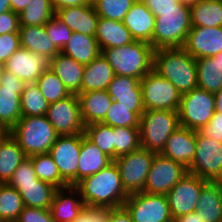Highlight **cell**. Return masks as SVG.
I'll return each mask as SVG.
<instances>
[{"label": "cell", "instance_id": "obj_51", "mask_svg": "<svg viewBox=\"0 0 222 222\" xmlns=\"http://www.w3.org/2000/svg\"><path fill=\"white\" fill-rule=\"evenodd\" d=\"M113 100L117 101L119 106L133 107V112H135L139 117H141L145 111L142 89L135 95L118 96Z\"/></svg>", "mask_w": 222, "mask_h": 222}, {"label": "cell", "instance_id": "obj_42", "mask_svg": "<svg viewBox=\"0 0 222 222\" xmlns=\"http://www.w3.org/2000/svg\"><path fill=\"white\" fill-rule=\"evenodd\" d=\"M101 123L112 127L139 128L140 117L133 112V107L119 106L118 102L113 100Z\"/></svg>", "mask_w": 222, "mask_h": 222}, {"label": "cell", "instance_id": "obj_30", "mask_svg": "<svg viewBox=\"0 0 222 222\" xmlns=\"http://www.w3.org/2000/svg\"><path fill=\"white\" fill-rule=\"evenodd\" d=\"M26 158L23 149L10 133L0 139V184H7Z\"/></svg>", "mask_w": 222, "mask_h": 222}, {"label": "cell", "instance_id": "obj_12", "mask_svg": "<svg viewBox=\"0 0 222 222\" xmlns=\"http://www.w3.org/2000/svg\"><path fill=\"white\" fill-rule=\"evenodd\" d=\"M187 173L181 163L155 153L143 192L166 195Z\"/></svg>", "mask_w": 222, "mask_h": 222}, {"label": "cell", "instance_id": "obj_27", "mask_svg": "<svg viewBox=\"0 0 222 222\" xmlns=\"http://www.w3.org/2000/svg\"><path fill=\"white\" fill-rule=\"evenodd\" d=\"M84 67L85 65L76 62L62 52L53 57L50 64V69L58 76L71 94H77L81 90Z\"/></svg>", "mask_w": 222, "mask_h": 222}, {"label": "cell", "instance_id": "obj_11", "mask_svg": "<svg viewBox=\"0 0 222 222\" xmlns=\"http://www.w3.org/2000/svg\"><path fill=\"white\" fill-rule=\"evenodd\" d=\"M123 206L133 222H174L166 195L132 193Z\"/></svg>", "mask_w": 222, "mask_h": 222}, {"label": "cell", "instance_id": "obj_50", "mask_svg": "<svg viewBox=\"0 0 222 222\" xmlns=\"http://www.w3.org/2000/svg\"><path fill=\"white\" fill-rule=\"evenodd\" d=\"M198 132L214 141L222 142V113L215 112L210 121Z\"/></svg>", "mask_w": 222, "mask_h": 222}, {"label": "cell", "instance_id": "obj_37", "mask_svg": "<svg viewBox=\"0 0 222 222\" xmlns=\"http://www.w3.org/2000/svg\"><path fill=\"white\" fill-rule=\"evenodd\" d=\"M49 103L36 83H26L21 94V117L46 115Z\"/></svg>", "mask_w": 222, "mask_h": 222}, {"label": "cell", "instance_id": "obj_3", "mask_svg": "<svg viewBox=\"0 0 222 222\" xmlns=\"http://www.w3.org/2000/svg\"><path fill=\"white\" fill-rule=\"evenodd\" d=\"M152 48H181L192 28L190 4L180 1L177 8L156 9Z\"/></svg>", "mask_w": 222, "mask_h": 222}, {"label": "cell", "instance_id": "obj_38", "mask_svg": "<svg viewBox=\"0 0 222 222\" xmlns=\"http://www.w3.org/2000/svg\"><path fill=\"white\" fill-rule=\"evenodd\" d=\"M34 171L39 180L47 182L56 188L68 185L60 178V172L49 153L30 156Z\"/></svg>", "mask_w": 222, "mask_h": 222}, {"label": "cell", "instance_id": "obj_31", "mask_svg": "<svg viewBox=\"0 0 222 222\" xmlns=\"http://www.w3.org/2000/svg\"><path fill=\"white\" fill-rule=\"evenodd\" d=\"M60 52L70 56L82 65H87L101 54L95 36L79 32H72L71 39Z\"/></svg>", "mask_w": 222, "mask_h": 222}, {"label": "cell", "instance_id": "obj_46", "mask_svg": "<svg viewBox=\"0 0 222 222\" xmlns=\"http://www.w3.org/2000/svg\"><path fill=\"white\" fill-rule=\"evenodd\" d=\"M38 178L30 157H27L19 167L13 172V175L7 183L12 188H19L21 184L38 183Z\"/></svg>", "mask_w": 222, "mask_h": 222}, {"label": "cell", "instance_id": "obj_53", "mask_svg": "<svg viewBox=\"0 0 222 222\" xmlns=\"http://www.w3.org/2000/svg\"><path fill=\"white\" fill-rule=\"evenodd\" d=\"M142 2L156 17V9L177 8L180 0H142Z\"/></svg>", "mask_w": 222, "mask_h": 222}, {"label": "cell", "instance_id": "obj_28", "mask_svg": "<svg viewBox=\"0 0 222 222\" xmlns=\"http://www.w3.org/2000/svg\"><path fill=\"white\" fill-rule=\"evenodd\" d=\"M113 160L81 133V149L78 162V182L107 167Z\"/></svg>", "mask_w": 222, "mask_h": 222}, {"label": "cell", "instance_id": "obj_35", "mask_svg": "<svg viewBox=\"0 0 222 222\" xmlns=\"http://www.w3.org/2000/svg\"><path fill=\"white\" fill-rule=\"evenodd\" d=\"M54 15L50 0H30L28 6L19 14V26L45 25Z\"/></svg>", "mask_w": 222, "mask_h": 222}, {"label": "cell", "instance_id": "obj_1", "mask_svg": "<svg viewBox=\"0 0 222 222\" xmlns=\"http://www.w3.org/2000/svg\"><path fill=\"white\" fill-rule=\"evenodd\" d=\"M75 187L79 190L84 204L90 206L117 208L123 206L129 197L114 161L97 173L82 179Z\"/></svg>", "mask_w": 222, "mask_h": 222}, {"label": "cell", "instance_id": "obj_48", "mask_svg": "<svg viewBox=\"0 0 222 222\" xmlns=\"http://www.w3.org/2000/svg\"><path fill=\"white\" fill-rule=\"evenodd\" d=\"M19 48L18 32L0 35V63H5Z\"/></svg>", "mask_w": 222, "mask_h": 222}, {"label": "cell", "instance_id": "obj_7", "mask_svg": "<svg viewBox=\"0 0 222 222\" xmlns=\"http://www.w3.org/2000/svg\"><path fill=\"white\" fill-rule=\"evenodd\" d=\"M177 112L180 126L198 131L215 113L214 93L195 88L183 94Z\"/></svg>", "mask_w": 222, "mask_h": 222}, {"label": "cell", "instance_id": "obj_36", "mask_svg": "<svg viewBox=\"0 0 222 222\" xmlns=\"http://www.w3.org/2000/svg\"><path fill=\"white\" fill-rule=\"evenodd\" d=\"M24 207L17 189L0 184V222H16Z\"/></svg>", "mask_w": 222, "mask_h": 222}, {"label": "cell", "instance_id": "obj_63", "mask_svg": "<svg viewBox=\"0 0 222 222\" xmlns=\"http://www.w3.org/2000/svg\"><path fill=\"white\" fill-rule=\"evenodd\" d=\"M180 1L191 4V3L195 2L196 0H180Z\"/></svg>", "mask_w": 222, "mask_h": 222}, {"label": "cell", "instance_id": "obj_18", "mask_svg": "<svg viewBox=\"0 0 222 222\" xmlns=\"http://www.w3.org/2000/svg\"><path fill=\"white\" fill-rule=\"evenodd\" d=\"M182 48L195 59L214 57L222 51V27H192Z\"/></svg>", "mask_w": 222, "mask_h": 222}, {"label": "cell", "instance_id": "obj_41", "mask_svg": "<svg viewBox=\"0 0 222 222\" xmlns=\"http://www.w3.org/2000/svg\"><path fill=\"white\" fill-rule=\"evenodd\" d=\"M114 160L120 156L138 150L140 145L139 128L113 127Z\"/></svg>", "mask_w": 222, "mask_h": 222}, {"label": "cell", "instance_id": "obj_16", "mask_svg": "<svg viewBox=\"0 0 222 222\" xmlns=\"http://www.w3.org/2000/svg\"><path fill=\"white\" fill-rule=\"evenodd\" d=\"M26 83L5 71L0 79V121L10 131L21 118V94Z\"/></svg>", "mask_w": 222, "mask_h": 222}, {"label": "cell", "instance_id": "obj_10", "mask_svg": "<svg viewBox=\"0 0 222 222\" xmlns=\"http://www.w3.org/2000/svg\"><path fill=\"white\" fill-rule=\"evenodd\" d=\"M188 173L207 181L222 182V142L196 131V151Z\"/></svg>", "mask_w": 222, "mask_h": 222}, {"label": "cell", "instance_id": "obj_55", "mask_svg": "<svg viewBox=\"0 0 222 222\" xmlns=\"http://www.w3.org/2000/svg\"><path fill=\"white\" fill-rule=\"evenodd\" d=\"M54 11L61 8L72 7V6H83L90 4V0H50Z\"/></svg>", "mask_w": 222, "mask_h": 222}, {"label": "cell", "instance_id": "obj_56", "mask_svg": "<svg viewBox=\"0 0 222 222\" xmlns=\"http://www.w3.org/2000/svg\"><path fill=\"white\" fill-rule=\"evenodd\" d=\"M174 222H203V219L201 215L194 211L175 218Z\"/></svg>", "mask_w": 222, "mask_h": 222}, {"label": "cell", "instance_id": "obj_62", "mask_svg": "<svg viewBox=\"0 0 222 222\" xmlns=\"http://www.w3.org/2000/svg\"><path fill=\"white\" fill-rule=\"evenodd\" d=\"M4 72H5V64L0 63V79L3 77Z\"/></svg>", "mask_w": 222, "mask_h": 222}, {"label": "cell", "instance_id": "obj_21", "mask_svg": "<svg viewBox=\"0 0 222 222\" xmlns=\"http://www.w3.org/2000/svg\"><path fill=\"white\" fill-rule=\"evenodd\" d=\"M122 22L134 40L145 41L152 46V34L156 19L142 0H135Z\"/></svg>", "mask_w": 222, "mask_h": 222}, {"label": "cell", "instance_id": "obj_4", "mask_svg": "<svg viewBox=\"0 0 222 222\" xmlns=\"http://www.w3.org/2000/svg\"><path fill=\"white\" fill-rule=\"evenodd\" d=\"M152 46L145 41L134 40L130 44L101 51L115 75L142 79L153 68Z\"/></svg>", "mask_w": 222, "mask_h": 222}, {"label": "cell", "instance_id": "obj_39", "mask_svg": "<svg viewBox=\"0 0 222 222\" xmlns=\"http://www.w3.org/2000/svg\"><path fill=\"white\" fill-rule=\"evenodd\" d=\"M85 136L114 161V129L103 123L86 125Z\"/></svg>", "mask_w": 222, "mask_h": 222}, {"label": "cell", "instance_id": "obj_47", "mask_svg": "<svg viewBox=\"0 0 222 222\" xmlns=\"http://www.w3.org/2000/svg\"><path fill=\"white\" fill-rule=\"evenodd\" d=\"M111 207L85 205L72 222H108Z\"/></svg>", "mask_w": 222, "mask_h": 222}, {"label": "cell", "instance_id": "obj_61", "mask_svg": "<svg viewBox=\"0 0 222 222\" xmlns=\"http://www.w3.org/2000/svg\"><path fill=\"white\" fill-rule=\"evenodd\" d=\"M215 60L219 62L222 67V51L214 56Z\"/></svg>", "mask_w": 222, "mask_h": 222}, {"label": "cell", "instance_id": "obj_58", "mask_svg": "<svg viewBox=\"0 0 222 222\" xmlns=\"http://www.w3.org/2000/svg\"><path fill=\"white\" fill-rule=\"evenodd\" d=\"M215 112L222 113V88L214 93Z\"/></svg>", "mask_w": 222, "mask_h": 222}, {"label": "cell", "instance_id": "obj_20", "mask_svg": "<svg viewBox=\"0 0 222 222\" xmlns=\"http://www.w3.org/2000/svg\"><path fill=\"white\" fill-rule=\"evenodd\" d=\"M55 15L65 23L72 32L95 36L99 16L93 3L83 6L61 8Z\"/></svg>", "mask_w": 222, "mask_h": 222}, {"label": "cell", "instance_id": "obj_22", "mask_svg": "<svg viewBox=\"0 0 222 222\" xmlns=\"http://www.w3.org/2000/svg\"><path fill=\"white\" fill-rule=\"evenodd\" d=\"M84 206L79 190L67 186L56 190L50 211L56 222H72Z\"/></svg>", "mask_w": 222, "mask_h": 222}, {"label": "cell", "instance_id": "obj_60", "mask_svg": "<svg viewBox=\"0 0 222 222\" xmlns=\"http://www.w3.org/2000/svg\"><path fill=\"white\" fill-rule=\"evenodd\" d=\"M10 131L6 128V126L0 121V139L6 137Z\"/></svg>", "mask_w": 222, "mask_h": 222}, {"label": "cell", "instance_id": "obj_9", "mask_svg": "<svg viewBox=\"0 0 222 222\" xmlns=\"http://www.w3.org/2000/svg\"><path fill=\"white\" fill-rule=\"evenodd\" d=\"M155 152L140 147L114 160L128 194L143 192Z\"/></svg>", "mask_w": 222, "mask_h": 222}, {"label": "cell", "instance_id": "obj_52", "mask_svg": "<svg viewBox=\"0 0 222 222\" xmlns=\"http://www.w3.org/2000/svg\"><path fill=\"white\" fill-rule=\"evenodd\" d=\"M19 14L12 10L0 14V35L19 32Z\"/></svg>", "mask_w": 222, "mask_h": 222}, {"label": "cell", "instance_id": "obj_34", "mask_svg": "<svg viewBox=\"0 0 222 222\" xmlns=\"http://www.w3.org/2000/svg\"><path fill=\"white\" fill-rule=\"evenodd\" d=\"M198 88L216 93L222 88V67L214 57L196 59Z\"/></svg>", "mask_w": 222, "mask_h": 222}, {"label": "cell", "instance_id": "obj_2", "mask_svg": "<svg viewBox=\"0 0 222 222\" xmlns=\"http://www.w3.org/2000/svg\"><path fill=\"white\" fill-rule=\"evenodd\" d=\"M153 69L169 80L182 95L198 88L196 59L182 47L154 50Z\"/></svg>", "mask_w": 222, "mask_h": 222}, {"label": "cell", "instance_id": "obj_44", "mask_svg": "<svg viewBox=\"0 0 222 222\" xmlns=\"http://www.w3.org/2000/svg\"><path fill=\"white\" fill-rule=\"evenodd\" d=\"M141 79L123 75H115L107 91L112 99L118 96L135 95L141 90Z\"/></svg>", "mask_w": 222, "mask_h": 222}, {"label": "cell", "instance_id": "obj_8", "mask_svg": "<svg viewBox=\"0 0 222 222\" xmlns=\"http://www.w3.org/2000/svg\"><path fill=\"white\" fill-rule=\"evenodd\" d=\"M145 110L177 111L182 94L153 68L140 81Z\"/></svg>", "mask_w": 222, "mask_h": 222}, {"label": "cell", "instance_id": "obj_43", "mask_svg": "<svg viewBox=\"0 0 222 222\" xmlns=\"http://www.w3.org/2000/svg\"><path fill=\"white\" fill-rule=\"evenodd\" d=\"M135 0H94L92 3L99 17L123 21Z\"/></svg>", "mask_w": 222, "mask_h": 222}, {"label": "cell", "instance_id": "obj_59", "mask_svg": "<svg viewBox=\"0 0 222 222\" xmlns=\"http://www.w3.org/2000/svg\"><path fill=\"white\" fill-rule=\"evenodd\" d=\"M10 10V0H0V14Z\"/></svg>", "mask_w": 222, "mask_h": 222}, {"label": "cell", "instance_id": "obj_13", "mask_svg": "<svg viewBox=\"0 0 222 222\" xmlns=\"http://www.w3.org/2000/svg\"><path fill=\"white\" fill-rule=\"evenodd\" d=\"M81 149V134L58 136L49 150L57 165L60 178L68 185L78 183V162Z\"/></svg>", "mask_w": 222, "mask_h": 222}, {"label": "cell", "instance_id": "obj_19", "mask_svg": "<svg viewBox=\"0 0 222 222\" xmlns=\"http://www.w3.org/2000/svg\"><path fill=\"white\" fill-rule=\"evenodd\" d=\"M195 151L196 130L180 126L169 136L160 154L188 169L193 162Z\"/></svg>", "mask_w": 222, "mask_h": 222}, {"label": "cell", "instance_id": "obj_32", "mask_svg": "<svg viewBox=\"0 0 222 222\" xmlns=\"http://www.w3.org/2000/svg\"><path fill=\"white\" fill-rule=\"evenodd\" d=\"M190 13L192 27H222V0H196Z\"/></svg>", "mask_w": 222, "mask_h": 222}, {"label": "cell", "instance_id": "obj_25", "mask_svg": "<svg viewBox=\"0 0 222 222\" xmlns=\"http://www.w3.org/2000/svg\"><path fill=\"white\" fill-rule=\"evenodd\" d=\"M196 212L203 222H222V182L207 181L201 189Z\"/></svg>", "mask_w": 222, "mask_h": 222}, {"label": "cell", "instance_id": "obj_15", "mask_svg": "<svg viewBox=\"0 0 222 222\" xmlns=\"http://www.w3.org/2000/svg\"><path fill=\"white\" fill-rule=\"evenodd\" d=\"M207 180L187 173L167 194L172 218L194 212L202 186Z\"/></svg>", "mask_w": 222, "mask_h": 222}, {"label": "cell", "instance_id": "obj_57", "mask_svg": "<svg viewBox=\"0 0 222 222\" xmlns=\"http://www.w3.org/2000/svg\"><path fill=\"white\" fill-rule=\"evenodd\" d=\"M29 2L30 0H10V8L14 13L20 14Z\"/></svg>", "mask_w": 222, "mask_h": 222}, {"label": "cell", "instance_id": "obj_54", "mask_svg": "<svg viewBox=\"0 0 222 222\" xmlns=\"http://www.w3.org/2000/svg\"><path fill=\"white\" fill-rule=\"evenodd\" d=\"M108 222H133L132 218L124 206L112 208Z\"/></svg>", "mask_w": 222, "mask_h": 222}, {"label": "cell", "instance_id": "obj_6", "mask_svg": "<svg viewBox=\"0 0 222 222\" xmlns=\"http://www.w3.org/2000/svg\"><path fill=\"white\" fill-rule=\"evenodd\" d=\"M178 127H180V123L177 111L145 110L139 123L141 147L160 153L169 136Z\"/></svg>", "mask_w": 222, "mask_h": 222}, {"label": "cell", "instance_id": "obj_24", "mask_svg": "<svg viewBox=\"0 0 222 222\" xmlns=\"http://www.w3.org/2000/svg\"><path fill=\"white\" fill-rule=\"evenodd\" d=\"M84 125L101 123L113 99L107 90L77 93Z\"/></svg>", "mask_w": 222, "mask_h": 222}, {"label": "cell", "instance_id": "obj_29", "mask_svg": "<svg viewBox=\"0 0 222 222\" xmlns=\"http://www.w3.org/2000/svg\"><path fill=\"white\" fill-rule=\"evenodd\" d=\"M20 47L52 59L60 50L49 39L45 25L19 26Z\"/></svg>", "mask_w": 222, "mask_h": 222}, {"label": "cell", "instance_id": "obj_45", "mask_svg": "<svg viewBox=\"0 0 222 222\" xmlns=\"http://www.w3.org/2000/svg\"><path fill=\"white\" fill-rule=\"evenodd\" d=\"M45 30L52 43L61 51L72 36V30L54 15L46 24Z\"/></svg>", "mask_w": 222, "mask_h": 222}, {"label": "cell", "instance_id": "obj_33", "mask_svg": "<svg viewBox=\"0 0 222 222\" xmlns=\"http://www.w3.org/2000/svg\"><path fill=\"white\" fill-rule=\"evenodd\" d=\"M57 189L41 180H38V183L21 184V187L17 188L26 207L41 209H50Z\"/></svg>", "mask_w": 222, "mask_h": 222}, {"label": "cell", "instance_id": "obj_40", "mask_svg": "<svg viewBox=\"0 0 222 222\" xmlns=\"http://www.w3.org/2000/svg\"><path fill=\"white\" fill-rule=\"evenodd\" d=\"M36 84L49 104L63 100L71 95L63 82L51 69L45 70L36 80Z\"/></svg>", "mask_w": 222, "mask_h": 222}, {"label": "cell", "instance_id": "obj_26", "mask_svg": "<svg viewBox=\"0 0 222 222\" xmlns=\"http://www.w3.org/2000/svg\"><path fill=\"white\" fill-rule=\"evenodd\" d=\"M100 50L117 48L134 41L130 31L122 21L99 17L95 33Z\"/></svg>", "mask_w": 222, "mask_h": 222}, {"label": "cell", "instance_id": "obj_5", "mask_svg": "<svg viewBox=\"0 0 222 222\" xmlns=\"http://www.w3.org/2000/svg\"><path fill=\"white\" fill-rule=\"evenodd\" d=\"M27 157L48 153L59 136L47 117H21L10 130Z\"/></svg>", "mask_w": 222, "mask_h": 222}, {"label": "cell", "instance_id": "obj_49", "mask_svg": "<svg viewBox=\"0 0 222 222\" xmlns=\"http://www.w3.org/2000/svg\"><path fill=\"white\" fill-rule=\"evenodd\" d=\"M16 222H56L50 209L24 207Z\"/></svg>", "mask_w": 222, "mask_h": 222}, {"label": "cell", "instance_id": "obj_17", "mask_svg": "<svg viewBox=\"0 0 222 222\" xmlns=\"http://www.w3.org/2000/svg\"><path fill=\"white\" fill-rule=\"evenodd\" d=\"M4 64L5 71L25 83H36L39 76L50 69L51 59L20 47Z\"/></svg>", "mask_w": 222, "mask_h": 222}, {"label": "cell", "instance_id": "obj_23", "mask_svg": "<svg viewBox=\"0 0 222 222\" xmlns=\"http://www.w3.org/2000/svg\"><path fill=\"white\" fill-rule=\"evenodd\" d=\"M114 77V70L101 53L85 65L81 81V90L78 93L107 90Z\"/></svg>", "mask_w": 222, "mask_h": 222}, {"label": "cell", "instance_id": "obj_14", "mask_svg": "<svg viewBox=\"0 0 222 222\" xmlns=\"http://www.w3.org/2000/svg\"><path fill=\"white\" fill-rule=\"evenodd\" d=\"M45 116L59 136L84 133L85 125L77 94L50 103Z\"/></svg>", "mask_w": 222, "mask_h": 222}]
</instances>
